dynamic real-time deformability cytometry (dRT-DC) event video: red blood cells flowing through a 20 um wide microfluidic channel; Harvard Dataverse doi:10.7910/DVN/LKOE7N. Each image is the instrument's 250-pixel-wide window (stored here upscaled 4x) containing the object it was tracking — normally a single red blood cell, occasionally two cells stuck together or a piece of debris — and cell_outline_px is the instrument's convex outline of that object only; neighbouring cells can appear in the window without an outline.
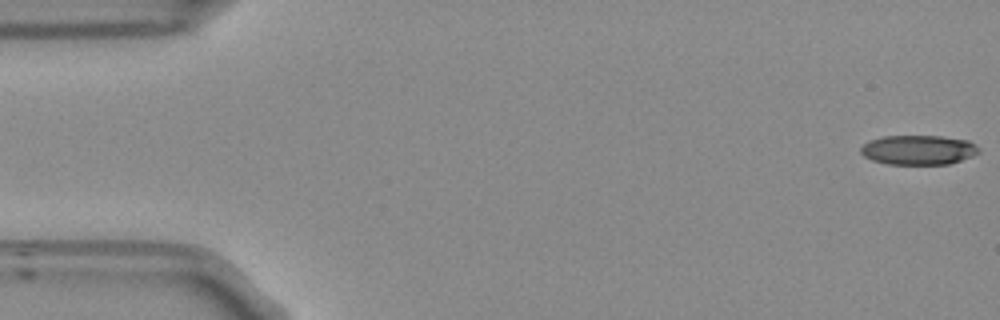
{"species": "Egyptian fruit bat (a non-hibernating species)", "species_latin": "Rousettus aegyptiacus", "temperature_condition": "room temperature", "stored_images_in_passage": 54, "camera_frame_rate_fps": 3000, "um_per_image_px": 0.085, "frame": {"image": 1, "passage_image": 1, "time_ms": 0.0, "image_size_px": [1000, 320], "cell_outline_px": [[980, 152], [972, 156], [948, 164], [888, 164], [872, 160], [864, 156], [860, 152], [860, 148], [868, 140], [884, 136], [940, 136], [968, 140], [976, 144], [980, 148]], "centroid_in_image_um": [78.07, 12.74], "position_along_channel_um": 6.9, "area_um2": 20.4}}
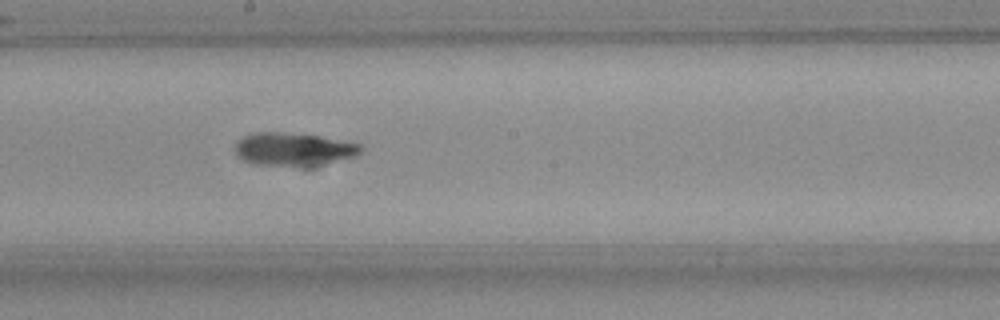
{"frame": {"image": 2, "passage_image": 29, "time_ms": 9.333, "image_size_px": [1000, 320], "cell_outline_px": [[364, 148], [356, 156], [308, 168], [304, 168], [256, 164], [244, 160], [232, 148], [244, 136], [252, 132], [284, 132], [320, 136], [360, 144]], "centroid_in_image_um": [24.97, 12.71], "position_along_channel_um": 223.2, "area_um2": 24.68}}
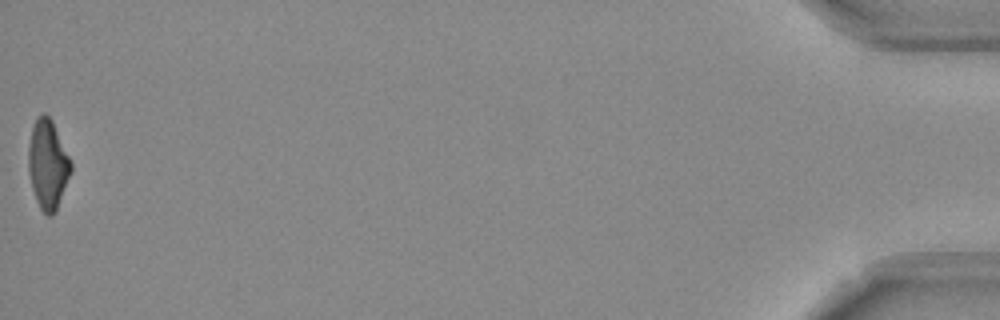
{"frame": {"image": 3, "passage_image": 54, "time_ms": 17.667, "image_size_px": [1000, 320], "cell_outline_px": [[72, 172], [56, 212], [52, 216], [48, 216], [40, 208], [36, 200], [32, 188], [28, 172], [28, 144], [32, 128], [36, 116], [44, 112], [52, 120], [72, 164]], "centroid_in_image_um": [4.06, 13.99], "position_along_channel_um": 431.1, "area_um2": 22.31}, "authors_computed_cell_mechanics": {"area_um2": 22.4842, "velocity_mm_per_s": 3.7582, "shape_relaxation_time_tau1_ms": null, "shape_relaxation_time_tau2_ms": 6.9483, "deformation_change_tau1": null, "deformation_change_tau2": 0.1962}}